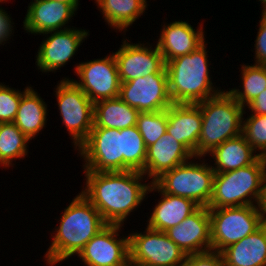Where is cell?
<instances>
[{
    "instance_id": "d6a6232c",
    "label": "cell",
    "mask_w": 266,
    "mask_h": 266,
    "mask_svg": "<svg viewBox=\"0 0 266 266\" xmlns=\"http://www.w3.org/2000/svg\"><path fill=\"white\" fill-rule=\"evenodd\" d=\"M181 266H225L221 252L208 251L198 254H188Z\"/></svg>"
},
{
    "instance_id": "7402d4cb",
    "label": "cell",
    "mask_w": 266,
    "mask_h": 266,
    "mask_svg": "<svg viewBox=\"0 0 266 266\" xmlns=\"http://www.w3.org/2000/svg\"><path fill=\"white\" fill-rule=\"evenodd\" d=\"M225 266H266V221L221 251Z\"/></svg>"
},
{
    "instance_id": "ac0fdd59",
    "label": "cell",
    "mask_w": 266,
    "mask_h": 266,
    "mask_svg": "<svg viewBox=\"0 0 266 266\" xmlns=\"http://www.w3.org/2000/svg\"><path fill=\"white\" fill-rule=\"evenodd\" d=\"M203 30L202 24L194 29L190 23L182 20L164 24L156 45L165 63L189 54L201 46L206 41Z\"/></svg>"
},
{
    "instance_id": "5bb4252c",
    "label": "cell",
    "mask_w": 266,
    "mask_h": 266,
    "mask_svg": "<svg viewBox=\"0 0 266 266\" xmlns=\"http://www.w3.org/2000/svg\"><path fill=\"white\" fill-rule=\"evenodd\" d=\"M113 54L117 62L120 82L161 73L166 65L157 45L152 47L148 42L147 45L133 44L124 39L118 51Z\"/></svg>"
},
{
    "instance_id": "4dcf8cb0",
    "label": "cell",
    "mask_w": 266,
    "mask_h": 266,
    "mask_svg": "<svg viewBox=\"0 0 266 266\" xmlns=\"http://www.w3.org/2000/svg\"><path fill=\"white\" fill-rule=\"evenodd\" d=\"M242 134L259 155H266V115L250 114L242 125Z\"/></svg>"
},
{
    "instance_id": "7c38bea8",
    "label": "cell",
    "mask_w": 266,
    "mask_h": 266,
    "mask_svg": "<svg viewBox=\"0 0 266 266\" xmlns=\"http://www.w3.org/2000/svg\"><path fill=\"white\" fill-rule=\"evenodd\" d=\"M118 97L140 113L168 109L173 102L169 95L166 69L158 74L121 82Z\"/></svg>"
},
{
    "instance_id": "8d00e7d4",
    "label": "cell",
    "mask_w": 266,
    "mask_h": 266,
    "mask_svg": "<svg viewBox=\"0 0 266 266\" xmlns=\"http://www.w3.org/2000/svg\"><path fill=\"white\" fill-rule=\"evenodd\" d=\"M257 206L262 211L263 218L266 221V169L263 175L261 194Z\"/></svg>"
},
{
    "instance_id": "9c48e42d",
    "label": "cell",
    "mask_w": 266,
    "mask_h": 266,
    "mask_svg": "<svg viewBox=\"0 0 266 266\" xmlns=\"http://www.w3.org/2000/svg\"><path fill=\"white\" fill-rule=\"evenodd\" d=\"M129 236V262L133 266H181L186 254L163 231L146 228Z\"/></svg>"
},
{
    "instance_id": "52a82bcc",
    "label": "cell",
    "mask_w": 266,
    "mask_h": 266,
    "mask_svg": "<svg viewBox=\"0 0 266 266\" xmlns=\"http://www.w3.org/2000/svg\"><path fill=\"white\" fill-rule=\"evenodd\" d=\"M209 215L211 250L216 252L250 235L265 222L257 205L209 209Z\"/></svg>"
},
{
    "instance_id": "74e56055",
    "label": "cell",
    "mask_w": 266,
    "mask_h": 266,
    "mask_svg": "<svg viewBox=\"0 0 266 266\" xmlns=\"http://www.w3.org/2000/svg\"><path fill=\"white\" fill-rule=\"evenodd\" d=\"M259 2H261L262 6V13L263 15H266V0H259Z\"/></svg>"
},
{
    "instance_id": "2e32d148",
    "label": "cell",
    "mask_w": 266,
    "mask_h": 266,
    "mask_svg": "<svg viewBox=\"0 0 266 266\" xmlns=\"http://www.w3.org/2000/svg\"><path fill=\"white\" fill-rule=\"evenodd\" d=\"M79 3H63L56 0H32L23 21V29L39 34L69 29L66 26L77 11ZM65 26V27H64Z\"/></svg>"
},
{
    "instance_id": "4fadbf2b",
    "label": "cell",
    "mask_w": 266,
    "mask_h": 266,
    "mask_svg": "<svg viewBox=\"0 0 266 266\" xmlns=\"http://www.w3.org/2000/svg\"><path fill=\"white\" fill-rule=\"evenodd\" d=\"M121 227L107 224L77 256L86 266H128L129 236H119Z\"/></svg>"
},
{
    "instance_id": "f546056e",
    "label": "cell",
    "mask_w": 266,
    "mask_h": 266,
    "mask_svg": "<svg viewBox=\"0 0 266 266\" xmlns=\"http://www.w3.org/2000/svg\"><path fill=\"white\" fill-rule=\"evenodd\" d=\"M167 109L157 112L139 113L136 127L143 137L146 148L154 144L167 131Z\"/></svg>"
},
{
    "instance_id": "484cf974",
    "label": "cell",
    "mask_w": 266,
    "mask_h": 266,
    "mask_svg": "<svg viewBox=\"0 0 266 266\" xmlns=\"http://www.w3.org/2000/svg\"><path fill=\"white\" fill-rule=\"evenodd\" d=\"M108 26L119 32L136 22L147 10V0H95Z\"/></svg>"
},
{
    "instance_id": "1f68e13d",
    "label": "cell",
    "mask_w": 266,
    "mask_h": 266,
    "mask_svg": "<svg viewBox=\"0 0 266 266\" xmlns=\"http://www.w3.org/2000/svg\"><path fill=\"white\" fill-rule=\"evenodd\" d=\"M30 88L25 87L21 92L0 83V123L14 122L22 95Z\"/></svg>"
},
{
    "instance_id": "83f0119b",
    "label": "cell",
    "mask_w": 266,
    "mask_h": 266,
    "mask_svg": "<svg viewBox=\"0 0 266 266\" xmlns=\"http://www.w3.org/2000/svg\"><path fill=\"white\" fill-rule=\"evenodd\" d=\"M242 90L229 89V93L244 108L266 90V65H241Z\"/></svg>"
},
{
    "instance_id": "cb8c5ba5",
    "label": "cell",
    "mask_w": 266,
    "mask_h": 266,
    "mask_svg": "<svg viewBox=\"0 0 266 266\" xmlns=\"http://www.w3.org/2000/svg\"><path fill=\"white\" fill-rule=\"evenodd\" d=\"M47 105L40 94L30 87L21 97L14 124L32 140L47 123Z\"/></svg>"
},
{
    "instance_id": "e575fe53",
    "label": "cell",
    "mask_w": 266,
    "mask_h": 266,
    "mask_svg": "<svg viewBox=\"0 0 266 266\" xmlns=\"http://www.w3.org/2000/svg\"><path fill=\"white\" fill-rule=\"evenodd\" d=\"M11 20L10 15L0 6V45H4L14 33V26H12L14 22L12 23Z\"/></svg>"
},
{
    "instance_id": "ab89813d",
    "label": "cell",
    "mask_w": 266,
    "mask_h": 266,
    "mask_svg": "<svg viewBox=\"0 0 266 266\" xmlns=\"http://www.w3.org/2000/svg\"><path fill=\"white\" fill-rule=\"evenodd\" d=\"M7 1H8V0H7ZM7 1H6V0H0V3H3V2L5 3V2H7Z\"/></svg>"
},
{
    "instance_id": "f1b7e54d",
    "label": "cell",
    "mask_w": 266,
    "mask_h": 266,
    "mask_svg": "<svg viewBox=\"0 0 266 266\" xmlns=\"http://www.w3.org/2000/svg\"><path fill=\"white\" fill-rule=\"evenodd\" d=\"M123 144V171L142 172L145 168L146 146L136 125L121 129Z\"/></svg>"
},
{
    "instance_id": "8992f818",
    "label": "cell",
    "mask_w": 266,
    "mask_h": 266,
    "mask_svg": "<svg viewBox=\"0 0 266 266\" xmlns=\"http://www.w3.org/2000/svg\"><path fill=\"white\" fill-rule=\"evenodd\" d=\"M194 158L163 173L153 183L164 193L189 198L200 207H208L215 171L204 160L198 163Z\"/></svg>"
},
{
    "instance_id": "5b68a950",
    "label": "cell",
    "mask_w": 266,
    "mask_h": 266,
    "mask_svg": "<svg viewBox=\"0 0 266 266\" xmlns=\"http://www.w3.org/2000/svg\"><path fill=\"white\" fill-rule=\"evenodd\" d=\"M265 169V160L260 156L253 164L248 166L234 171L215 173L213 194L208 208L241 207L258 204Z\"/></svg>"
},
{
    "instance_id": "7a4b0ae2",
    "label": "cell",
    "mask_w": 266,
    "mask_h": 266,
    "mask_svg": "<svg viewBox=\"0 0 266 266\" xmlns=\"http://www.w3.org/2000/svg\"><path fill=\"white\" fill-rule=\"evenodd\" d=\"M52 242L45 253L49 266L79 254L83 247L107 224L99 211L82 194L78 193L60 216Z\"/></svg>"
},
{
    "instance_id": "6da1fadb",
    "label": "cell",
    "mask_w": 266,
    "mask_h": 266,
    "mask_svg": "<svg viewBox=\"0 0 266 266\" xmlns=\"http://www.w3.org/2000/svg\"><path fill=\"white\" fill-rule=\"evenodd\" d=\"M83 172L86 182L80 193L99 211L106 224L123 226L130 213L141 206L149 194L151 183H142L148 179L143 172Z\"/></svg>"
},
{
    "instance_id": "d6986e66",
    "label": "cell",
    "mask_w": 266,
    "mask_h": 266,
    "mask_svg": "<svg viewBox=\"0 0 266 266\" xmlns=\"http://www.w3.org/2000/svg\"><path fill=\"white\" fill-rule=\"evenodd\" d=\"M194 155L169 133H165L154 144L147 147L145 168L142 171L150 183L163 173L191 160Z\"/></svg>"
},
{
    "instance_id": "8fae6325",
    "label": "cell",
    "mask_w": 266,
    "mask_h": 266,
    "mask_svg": "<svg viewBox=\"0 0 266 266\" xmlns=\"http://www.w3.org/2000/svg\"><path fill=\"white\" fill-rule=\"evenodd\" d=\"M74 69L80 80H71L94 104L119 96L121 82L113 52L103 59L78 63Z\"/></svg>"
},
{
    "instance_id": "277c9868",
    "label": "cell",
    "mask_w": 266,
    "mask_h": 266,
    "mask_svg": "<svg viewBox=\"0 0 266 266\" xmlns=\"http://www.w3.org/2000/svg\"><path fill=\"white\" fill-rule=\"evenodd\" d=\"M202 113V128L195 160L200 161L217 146L242 133L245 108L228 91H221L196 104Z\"/></svg>"
},
{
    "instance_id": "3957f363",
    "label": "cell",
    "mask_w": 266,
    "mask_h": 266,
    "mask_svg": "<svg viewBox=\"0 0 266 266\" xmlns=\"http://www.w3.org/2000/svg\"><path fill=\"white\" fill-rule=\"evenodd\" d=\"M206 47L204 42L191 53L166 62L168 90L173 104H197L223 91L215 88L211 80Z\"/></svg>"
},
{
    "instance_id": "30bf717a",
    "label": "cell",
    "mask_w": 266,
    "mask_h": 266,
    "mask_svg": "<svg viewBox=\"0 0 266 266\" xmlns=\"http://www.w3.org/2000/svg\"><path fill=\"white\" fill-rule=\"evenodd\" d=\"M77 151L84 159V171H123L121 129L92 128Z\"/></svg>"
},
{
    "instance_id": "ffe728a7",
    "label": "cell",
    "mask_w": 266,
    "mask_h": 266,
    "mask_svg": "<svg viewBox=\"0 0 266 266\" xmlns=\"http://www.w3.org/2000/svg\"><path fill=\"white\" fill-rule=\"evenodd\" d=\"M167 133L195 157L202 128V113L196 104H172L167 109Z\"/></svg>"
},
{
    "instance_id": "d4e9b609",
    "label": "cell",
    "mask_w": 266,
    "mask_h": 266,
    "mask_svg": "<svg viewBox=\"0 0 266 266\" xmlns=\"http://www.w3.org/2000/svg\"><path fill=\"white\" fill-rule=\"evenodd\" d=\"M140 112L119 97L110 98L94 104L93 128L125 129L136 125Z\"/></svg>"
},
{
    "instance_id": "f35d334b",
    "label": "cell",
    "mask_w": 266,
    "mask_h": 266,
    "mask_svg": "<svg viewBox=\"0 0 266 266\" xmlns=\"http://www.w3.org/2000/svg\"><path fill=\"white\" fill-rule=\"evenodd\" d=\"M63 3H79V0H56Z\"/></svg>"
},
{
    "instance_id": "e0dca14e",
    "label": "cell",
    "mask_w": 266,
    "mask_h": 266,
    "mask_svg": "<svg viewBox=\"0 0 266 266\" xmlns=\"http://www.w3.org/2000/svg\"><path fill=\"white\" fill-rule=\"evenodd\" d=\"M165 233L186 255L211 251L209 208L199 207L179 225Z\"/></svg>"
},
{
    "instance_id": "ba28073f",
    "label": "cell",
    "mask_w": 266,
    "mask_h": 266,
    "mask_svg": "<svg viewBox=\"0 0 266 266\" xmlns=\"http://www.w3.org/2000/svg\"><path fill=\"white\" fill-rule=\"evenodd\" d=\"M55 90L62 123L76 150L94 126V103L69 78H62Z\"/></svg>"
},
{
    "instance_id": "9a60e30c",
    "label": "cell",
    "mask_w": 266,
    "mask_h": 266,
    "mask_svg": "<svg viewBox=\"0 0 266 266\" xmlns=\"http://www.w3.org/2000/svg\"><path fill=\"white\" fill-rule=\"evenodd\" d=\"M47 35L38 48L37 68L44 72H56L73 58L78 47L87 38L89 32L75 27L43 33ZM50 34V36L48 35Z\"/></svg>"
},
{
    "instance_id": "44dd1931",
    "label": "cell",
    "mask_w": 266,
    "mask_h": 266,
    "mask_svg": "<svg viewBox=\"0 0 266 266\" xmlns=\"http://www.w3.org/2000/svg\"><path fill=\"white\" fill-rule=\"evenodd\" d=\"M160 192L161 199L152 209L147 226L150 229L166 232L179 225L186 217L194 213L200 206L193 200L162 192L154 183H151L148 192Z\"/></svg>"
},
{
    "instance_id": "836d02e7",
    "label": "cell",
    "mask_w": 266,
    "mask_h": 266,
    "mask_svg": "<svg viewBox=\"0 0 266 266\" xmlns=\"http://www.w3.org/2000/svg\"><path fill=\"white\" fill-rule=\"evenodd\" d=\"M254 44L255 64L266 65V15L261 16L259 21V29Z\"/></svg>"
},
{
    "instance_id": "d590c367",
    "label": "cell",
    "mask_w": 266,
    "mask_h": 266,
    "mask_svg": "<svg viewBox=\"0 0 266 266\" xmlns=\"http://www.w3.org/2000/svg\"><path fill=\"white\" fill-rule=\"evenodd\" d=\"M247 108L251 110L252 114L266 115V90L261 92L257 98L252 100Z\"/></svg>"
},
{
    "instance_id": "603a6c76",
    "label": "cell",
    "mask_w": 266,
    "mask_h": 266,
    "mask_svg": "<svg viewBox=\"0 0 266 266\" xmlns=\"http://www.w3.org/2000/svg\"><path fill=\"white\" fill-rule=\"evenodd\" d=\"M256 153L241 133L226 140L208 155L215 161V166H212L215 173H223L253 164L260 157Z\"/></svg>"
},
{
    "instance_id": "4316f807",
    "label": "cell",
    "mask_w": 266,
    "mask_h": 266,
    "mask_svg": "<svg viewBox=\"0 0 266 266\" xmlns=\"http://www.w3.org/2000/svg\"><path fill=\"white\" fill-rule=\"evenodd\" d=\"M29 141L13 122L0 123V166L6 169L14 165L13 160L24 158Z\"/></svg>"
}]
</instances>
